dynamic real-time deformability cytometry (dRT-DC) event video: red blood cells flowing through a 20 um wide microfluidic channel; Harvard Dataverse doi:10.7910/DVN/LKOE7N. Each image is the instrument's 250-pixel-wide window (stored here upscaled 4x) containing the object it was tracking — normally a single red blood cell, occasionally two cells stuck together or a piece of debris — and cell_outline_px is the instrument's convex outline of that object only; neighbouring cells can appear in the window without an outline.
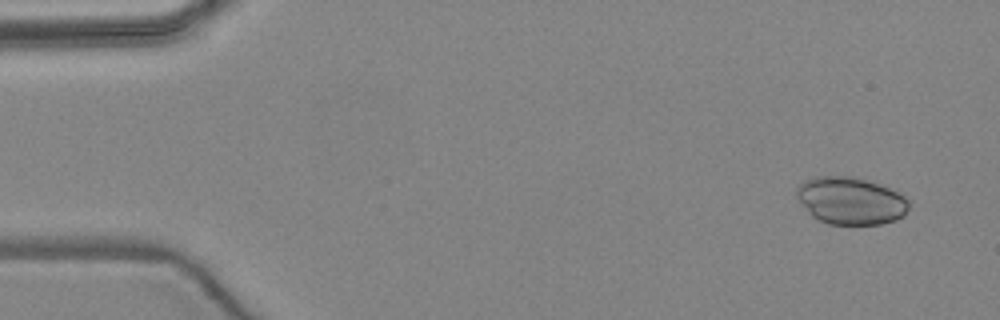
{"species": "common noctule bat (a hibernating species)", "species_latin": "Nyctalus noctula", "temperature_condition": "warm", "stored_images_in_passage": 4, "camera_frame_rate_fps": 3000, "um_per_image_px": 0.085, "animal": {"sex": "female", "body_mass_g": 24.6, "forearm_length_mm": 56.2}, "frame": {"image": 1, "passage_image": 1, "time_ms": 0.0, "image_size_px": [1000, 320], "cell_outline_px": [[908, 208], [904, 216], [896, 220], [880, 224], [828, 224], [812, 216], [808, 212], [796, 196], [796, 188], [804, 180], [816, 176], [852, 176], [896, 188], [908, 200]], "centroid_in_image_um": [72.34, 17.05], "position_along_channel_um": 12.7, "area_um2": 31.33}}